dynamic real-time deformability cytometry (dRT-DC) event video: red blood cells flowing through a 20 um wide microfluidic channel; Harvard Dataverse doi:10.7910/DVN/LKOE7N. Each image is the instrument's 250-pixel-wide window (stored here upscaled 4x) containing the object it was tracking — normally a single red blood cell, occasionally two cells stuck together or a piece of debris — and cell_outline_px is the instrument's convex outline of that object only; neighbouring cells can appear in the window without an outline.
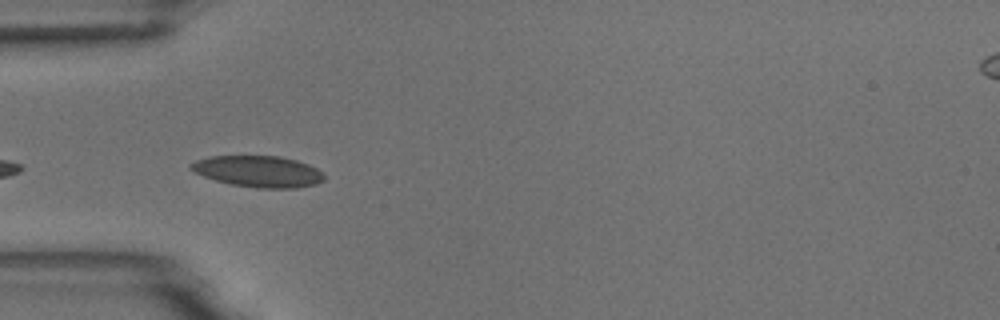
{"species": "common noctule bat (a hibernating species)", "species_latin": "Nyctalus noctula", "temperature_condition": "room temperature", "stored_images_in_passage": 5, "camera_frame_rate_fps": 3000, "um_per_image_px": 0.085, "animal": {"sex": "male", "body_mass_g": 18.8}, "frame": {"image": 1, "passage_image": 4, "time_ms": 3.667, "image_size_px": [1000, 320], "cell_outline_px": [[324, 180], [316, 184], [296, 188], [256, 188], [232, 184], [216, 180], [204, 176], [188, 168], [188, 164], [196, 160], [212, 156], [280, 156], [296, 160], [308, 164], [324, 172]], "centroid_in_image_um": [21.97, 14.57], "position_along_channel_um": 63.0, "area_um2": 24.33}}